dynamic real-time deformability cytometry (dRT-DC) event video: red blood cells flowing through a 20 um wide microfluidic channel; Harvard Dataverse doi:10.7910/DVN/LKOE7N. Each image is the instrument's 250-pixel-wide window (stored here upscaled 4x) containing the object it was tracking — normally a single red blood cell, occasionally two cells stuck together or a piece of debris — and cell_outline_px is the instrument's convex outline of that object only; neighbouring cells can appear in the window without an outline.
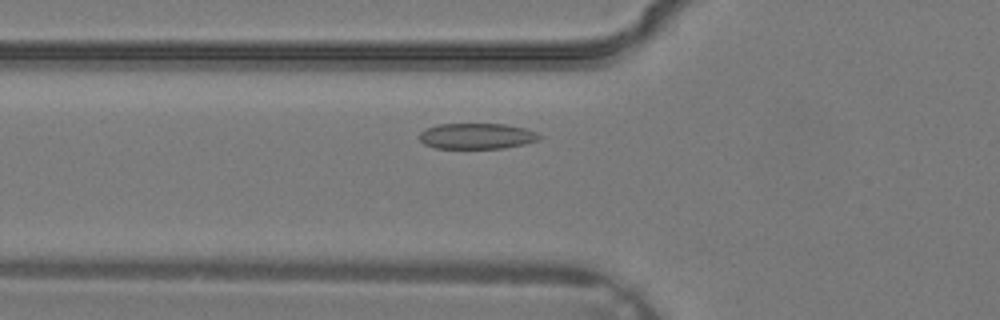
{"species": "common noctule bat (a hibernating species)", "species_latin": "Nyctalus noctula", "temperature_condition": "warm", "stored_images_in_passage": 4, "camera_frame_rate_fps": 3000, "um_per_image_px": 0.085, "animal": {"sex": "male", "body_mass_g": 19.2, "forearm_length_mm": 51.8}, "frame": {"image": 1, "passage_image": 4, "time_ms": 1.0, "image_size_px": [1000, 320], "cell_outline_px": [[544, 136], [540, 140], [524, 144], [504, 148], [436, 148], [424, 144], [420, 140], [420, 132], [436, 124], [504, 124], [524, 128], [536, 132]], "centroid_in_image_um": [40.56, 11.57], "position_along_channel_um": 85.2, "area_um2": 18.03}}